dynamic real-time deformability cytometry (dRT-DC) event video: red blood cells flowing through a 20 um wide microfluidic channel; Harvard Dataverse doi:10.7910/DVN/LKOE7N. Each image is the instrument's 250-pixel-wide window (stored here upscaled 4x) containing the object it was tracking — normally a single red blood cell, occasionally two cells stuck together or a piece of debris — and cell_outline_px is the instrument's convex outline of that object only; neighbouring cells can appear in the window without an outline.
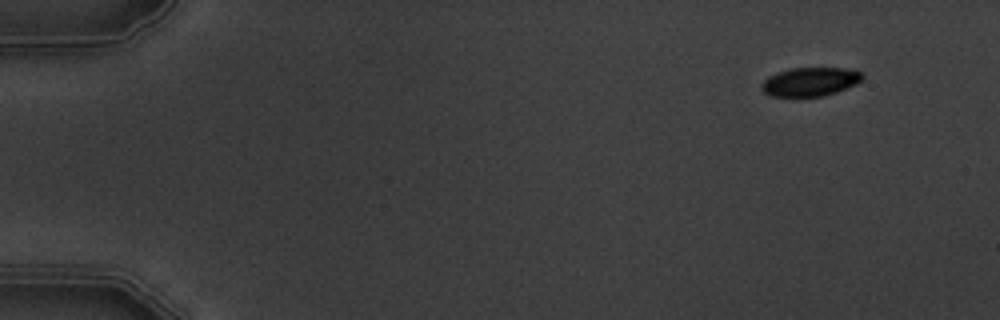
{"species": "common noctule bat (a hibernating species)", "species_latin": "Nyctalus noctula", "temperature_condition": "warm", "stored_images_in_passage": 5, "camera_frame_rate_fps": 3000, "um_per_image_px": 0.085, "animal": {"sex": "male", "body_mass_g": 19.5, "forearm_length_mm": 54.6}, "frame": {"image": 1, "passage_image": 1, "time_ms": 0.0, "image_size_px": [1000, 320], "cell_outline_px": [[864, 76], [856, 84], [836, 92], [824, 96], [772, 96], [764, 92], [760, 88], [760, 84], [768, 76], [792, 68], [844, 68], [860, 72]], "centroid_in_image_um": [68.84, 6.95], "position_along_channel_um": 16.2, "area_um2": 16.7}}
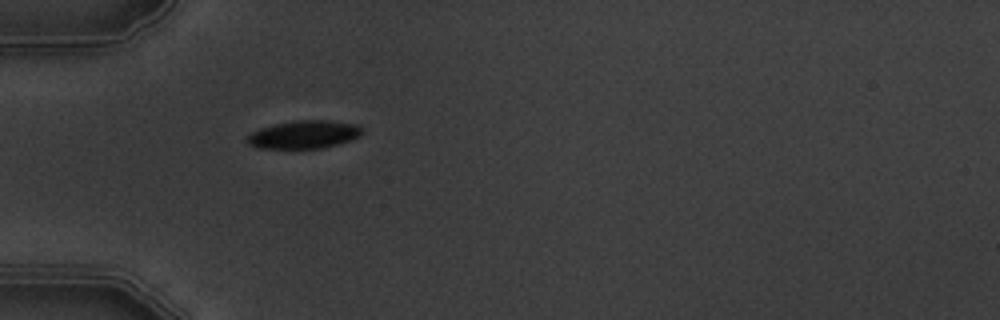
{"frame": {"image": 2, "passage_image": 5, "time_ms": 4.333, "image_size_px": [1000, 320], "cell_outline_px": [[360, 136], [352, 140], [320, 148], [256, 148], [248, 144], [244, 140], [252, 132], [260, 128], [276, 124], [296, 120], [328, 120], [356, 124], [360, 128]], "centroid_in_image_um": [25.79, 11.43], "position_along_channel_um": 59.2, "area_um2": 18.61}}